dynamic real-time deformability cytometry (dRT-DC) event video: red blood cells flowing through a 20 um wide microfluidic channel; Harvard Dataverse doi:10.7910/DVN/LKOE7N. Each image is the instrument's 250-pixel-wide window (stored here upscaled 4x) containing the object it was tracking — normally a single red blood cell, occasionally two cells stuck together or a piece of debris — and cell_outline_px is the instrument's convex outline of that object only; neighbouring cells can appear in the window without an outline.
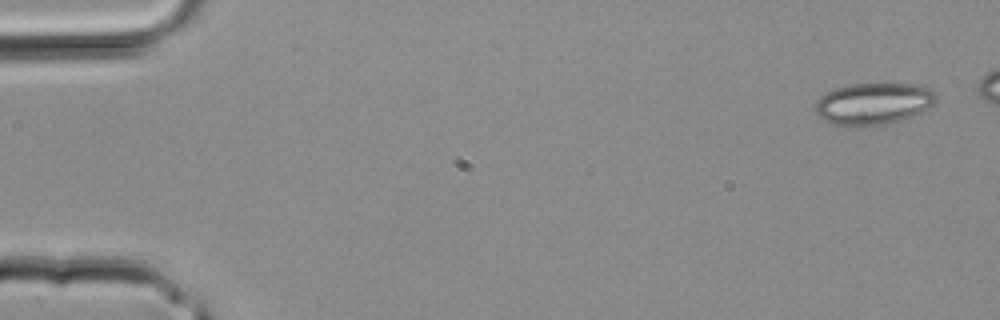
{"species": "common noctule bat (a hibernating species)", "species_latin": "Nyctalus noctula", "temperature_condition": "room temperature", "stored_images_in_passage": 4, "camera_frame_rate_fps": 3000, "um_per_image_px": 0.085, "animal": {"sex": "male", "body_mass_g": 20.4}, "frame": {"image": 1, "passage_image": 1, "time_ms": 0.0, "image_size_px": [1000, 320], "cell_outline_px": [[936, 100], [932, 104], [920, 112], [900, 120], [888, 124], [836, 124], [820, 120], [812, 108], [816, 100], [824, 92], [836, 88], [852, 84], [916, 84], [928, 88], [936, 92]], "centroid_in_image_um": [74.18, 8.79], "position_along_channel_um": 10.8, "area_um2": 29.13}}